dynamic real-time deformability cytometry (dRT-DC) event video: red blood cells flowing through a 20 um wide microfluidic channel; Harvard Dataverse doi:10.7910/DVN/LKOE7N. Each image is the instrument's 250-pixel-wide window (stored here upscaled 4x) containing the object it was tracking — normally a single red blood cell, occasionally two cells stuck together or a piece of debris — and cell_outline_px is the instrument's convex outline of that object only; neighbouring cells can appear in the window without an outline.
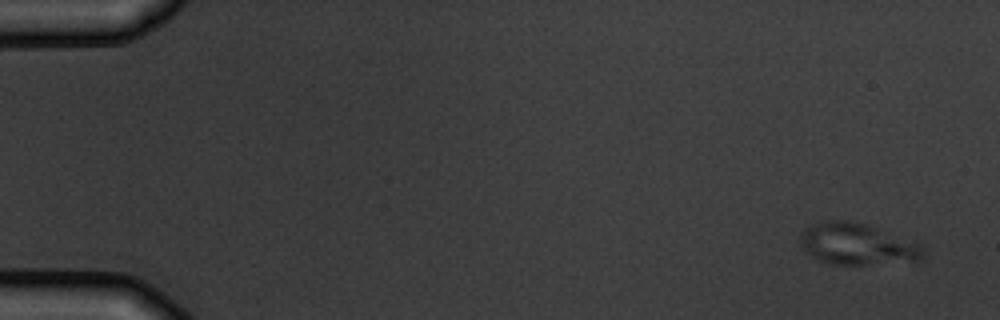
{"species": "common noctule bat (a hibernating species)", "species_latin": "Nyctalus noctula", "temperature_condition": "warm", "stored_images_in_passage": 5, "camera_frame_rate_fps": 3000, "um_per_image_px": 0.085, "animal": {"sex": "male", "body_mass_g": 19.5, "forearm_length_mm": 54.6}, "frame": {"image": 1, "passage_image": 1, "time_ms": 0.0, "image_size_px": [1000, 320], "cell_outline_px": [[924, 260], [916, 264], [832, 264], [820, 260], [812, 256], [800, 244], [800, 232], [808, 224], [820, 220], [848, 220], [864, 224], [916, 240], [924, 248]], "centroid_in_image_um": [72.96, 20.76], "position_along_channel_um": 12.0, "area_um2": 30.81}}